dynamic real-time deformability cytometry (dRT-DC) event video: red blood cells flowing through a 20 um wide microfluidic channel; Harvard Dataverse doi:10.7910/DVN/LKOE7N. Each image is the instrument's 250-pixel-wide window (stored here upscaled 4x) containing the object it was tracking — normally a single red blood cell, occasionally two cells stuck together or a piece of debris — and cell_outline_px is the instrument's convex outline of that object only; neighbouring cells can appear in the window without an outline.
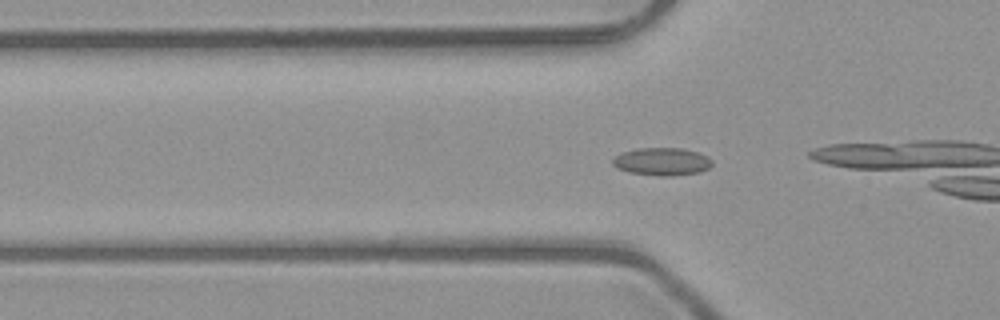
{"species": "common noctule bat (a hibernating species)", "species_latin": "Nyctalus noctula", "temperature_condition": "room temperature", "stored_images_in_passage": 22, "camera_frame_rate_fps": 3000, "um_per_image_px": 0.085, "animal": {"sex": "male", "body_mass_g": 23.1, "forearm_length_mm": 52.7}, "frame": {"image": 1, "passage_image": 4, "time_ms": 1.0, "image_size_px": [1000, 320], "cell_outline_px": [[712, 164], [708, 168], [700, 172], [672, 176], [660, 176], [628, 172], [616, 168], [612, 164], [612, 160], [620, 152], [636, 148], [684, 148], [708, 156], [712, 160]], "centroid_in_image_um": [56.25, 13.73], "position_along_channel_um": 69.6, "area_um2": 16.24}}